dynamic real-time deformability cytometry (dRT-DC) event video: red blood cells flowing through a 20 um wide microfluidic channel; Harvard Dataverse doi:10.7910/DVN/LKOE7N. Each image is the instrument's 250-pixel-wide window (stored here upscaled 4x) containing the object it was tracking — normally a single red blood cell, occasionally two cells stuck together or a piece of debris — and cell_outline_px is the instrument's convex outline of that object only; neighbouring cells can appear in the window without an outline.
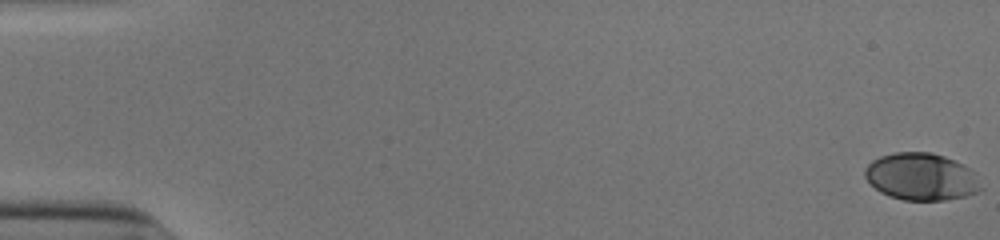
{"species": "human", "species_latin": "Homo sapiens", "temperature_condition": "cold", "stored_images_in_passage": 54, "camera_frame_rate_fps": 3000, "um_per_image_px": 0.085, "donor": {"sex": "male"}, "frame": {"image": 1, "passage_image": 1, "time_ms": 0.0, "image_size_px": [1000, 240], "cell_outline_px": [[984, 188], [976, 192], [964, 196], [944, 200], [904, 200], [888, 196], [880, 192], [864, 176], [864, 168], [872, 160], [880, 156], [892, 152], [932, 152], [944, 156], [964, 164], [976, 172]], "centroid_in_image_um": [78.33, 15.01], "position_along_channel_um": 6.7, "area_um2": 32.25}}
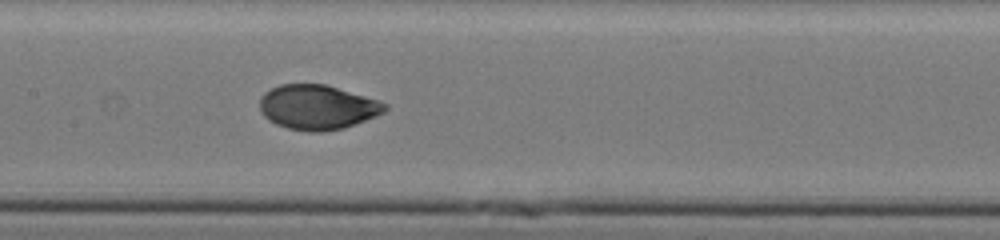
{"frame": {"image": 2, "passage_image": 28, "time_ms": 9.0, "image_size_px": [1000, 240], "cell_outline_px": [[388, 108], [384, 112], [376, 116], [344, 128], [324, 132], [308, 132], [288, 128], [276, 124], [268, 120], [264, 116], [260, 108], [260, 96], [264, 92], [280, 84], [324, 84], [376, 100], [388, 104]], "centroid_in_image_um": [26.95, 9.12], "position_along_channel_um": 180.4, "area_um2": 32.43}}
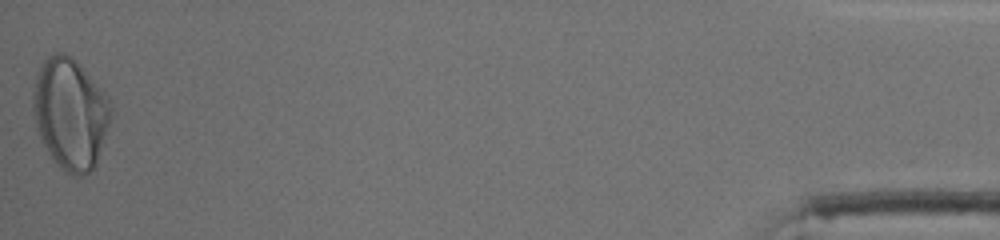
{"frame": {"image": 3, "passage_image": 54, "time_ms": 17.667, "image_size_px": [1000, 240], "cell_outline_px": [[112, 116], [96, 168], [84, 176], [72, 176], [56, 164], [48, 152], [36, 128], [32, 112], [32, 92], [36, 72], [40, 64], [48, 56], [56, 52], [64, 52], [72, 56], [80, 64], [108, 96], [112, 108]], "centroid_in_image_um": [5.98, 9.66], "position_along_channel_um": 429.2, "area_um2": 51.33}, "authors_computed_cell_mechanics": {"area_um2": 32.5992, "velocity_mm_per_s": 3.8995, "shape_relaxation_time_tau1_ms": 3.3276, "shape_relaxation_time_tau2_ms": null, "deformation_change_tau1": 0.1732, "deformation_change_tau2": null}}